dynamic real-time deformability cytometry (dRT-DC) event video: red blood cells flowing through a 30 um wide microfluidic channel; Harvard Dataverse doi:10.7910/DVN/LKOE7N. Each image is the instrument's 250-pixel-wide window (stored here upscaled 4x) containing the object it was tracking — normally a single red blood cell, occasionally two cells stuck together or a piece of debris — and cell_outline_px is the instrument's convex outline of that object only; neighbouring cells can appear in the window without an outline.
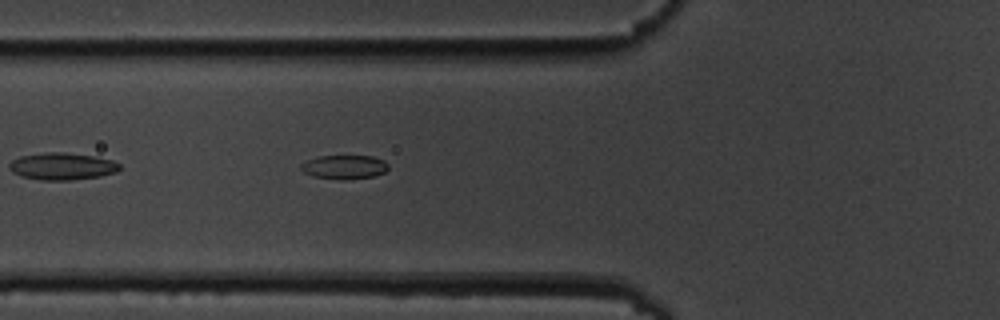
{"species": "common noctule bat (a hibernating species)", "species_latin": "Nyctalus noctula", "temperature_condition": "cold", "stored_images_in_passage": 6, "camera_frame_rate_fps": 3000, "um_per_image_px": 0.085, "animal": {"sex": "male", "body_mass_g": 19.5, "forearm_length_mm": 54.6}, "frame": {"image": 1, "passage_image": 6, "time_ms": 6.667, "image_size_px": [1000, 320], "cell_outline_px": [[388, 168], [384, 172], [376, 176], [348, 180], [340, 180], [312, 176], [304, 172], [300, 168], [300, 164], [308, 160], [320, 156], [372, 156], [384, 160], [388, 164]], "centroid_in_image_um": [29.28, 14.21], "position_along_channel_um": 96.5, "area_um2": 12.31}}